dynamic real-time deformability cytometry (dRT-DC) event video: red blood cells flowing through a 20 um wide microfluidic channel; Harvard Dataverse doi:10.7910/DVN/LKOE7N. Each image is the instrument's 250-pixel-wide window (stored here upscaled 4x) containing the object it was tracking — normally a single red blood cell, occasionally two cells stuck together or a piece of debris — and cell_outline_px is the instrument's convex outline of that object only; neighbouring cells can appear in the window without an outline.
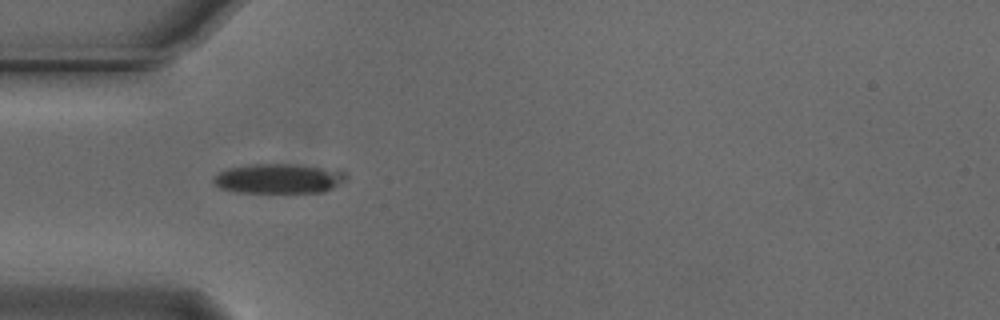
{"species": "Egyptian fruit bat (a non-hibernating species)", "species_latin": "Rousettus aegyptiacus", "temperature_condition": "cold", "stored_images_in_passage": 39, "camera_frame_rate_fps": 3000, "um_per_image_px": 0.085, "animal": {"sex": "male"}, "frame": {"image": 1, "passage_image": 1, "time_ms": 0.0, "image_size_px": [1000, 320], "cell_outline_px": [[348, 176], [344, 180], [332, 188], [324, 192], [236, 192], [220, 188], [212, 180], [220, 172], [228, 168], [248, 164], [288, 164], [320, 168], [344, 172]], "centroid_in_image_um": [23.64, 15.18], "position_along_channel_um": 61.4, "area_um2": 22.48}}
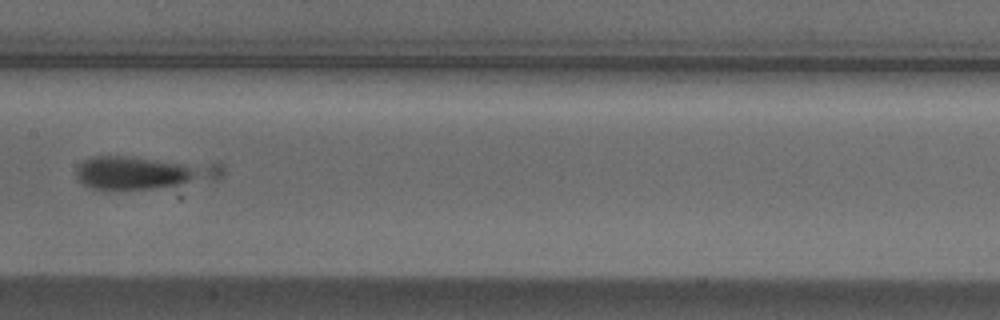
{"frame": {"image": 2, "passage_image": 12, "time_ms": 3.667, "image_size_px": [1000, 320], "cell_outline_px": [[224, 172], [220, 180], [148, 188], [92, 188], [76, 180], [76, 168], [84, 160], [92, 156], [124, 156], [224, 164]], "centroid_in_image_um": [12.24, 14.65], "position_along_channel_um": 195.2, "area_um2": 27.86}}
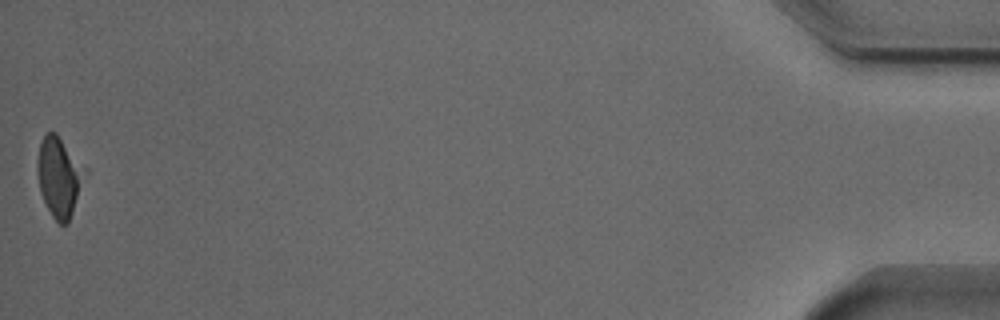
{"frame": {"image": 3, "passage_image": 39, "time_ms": 12.667, "image_size_px": [1000, 320], "cell_outline_px": [[80, 172], [76, 196], [72, 212], [68, 224], [60, 224], [52, 216], [40, 192], [36, 164], [40, 144], [44, 136], [48, 132], [56, 132]], "centroid_in_image_um": [4.86, 15.09], "position_along_channel_um": 430.3, "area_um2": 19.65}}